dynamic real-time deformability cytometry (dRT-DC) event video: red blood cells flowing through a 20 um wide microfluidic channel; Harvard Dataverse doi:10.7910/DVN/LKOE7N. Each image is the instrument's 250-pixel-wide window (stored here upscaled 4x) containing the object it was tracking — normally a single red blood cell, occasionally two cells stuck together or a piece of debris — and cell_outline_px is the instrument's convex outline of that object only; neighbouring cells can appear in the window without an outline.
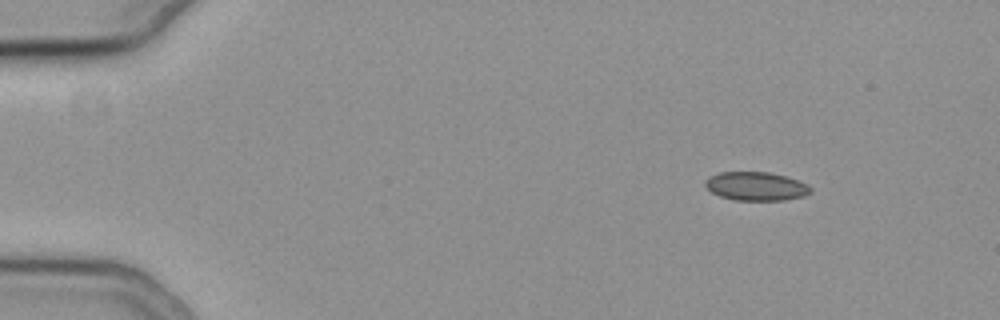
{"species": "common noctule bat (a hibernating species)", "species_latin": "Nyctalus noctula", "temperature_condition": "cold", "stored_images_in_passage": 49, "camera_frame_rate_fps": 3000, "um_per_image_px": 0.085, "animal": {"sex": "female", "body_mass_g": 19.3, "forearm_length_mm": 54.1}, "frame": {"image": 1, "passage_image": 1, "time_ms": 0.0, "image_size_px": [1000, 320], "cell_outline_px": [[812, 192], [804, 196], [784, 200], [736, 200], [720, 196], [712, 192], [704, 184], [704, 180], [708, 176], [720, 172], [768, 172], [788, 176], [800, 180], [808, 184], [812, 188]], "centroid_in_image_um": [64.3, 15.82], "position_along_channel_um": 20.7, "area_um2": 17.8}}
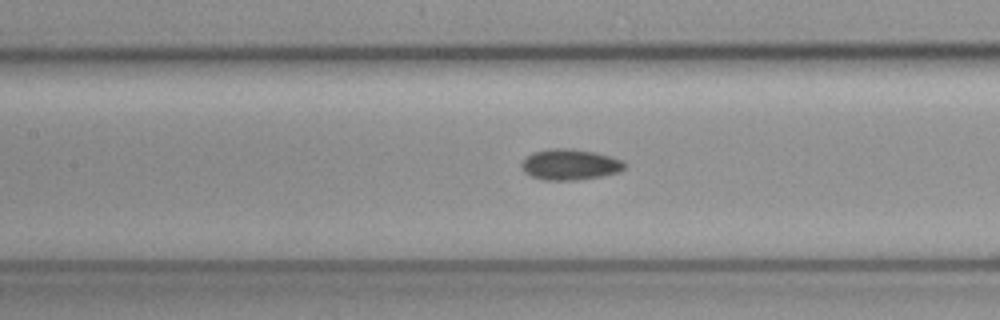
{"frame": {"image": 2, "passage_image": 20, "time_ms": 6.333, "image_size_px": [1000, 320], "cell_outline_px": [[624, 168], [620, 172], [600, 176], [576, 180], [544, 180], [532, 176], [524, 172], [520, 164], [532, 152], [552, 148], [572, 148], [592, 152], [608, 156], [620, 160], [624, 164]], "centroid_in_image_um": [48.4, 13.99], "position_along_channel_um": 159.0, "area_um2": 18.26}}
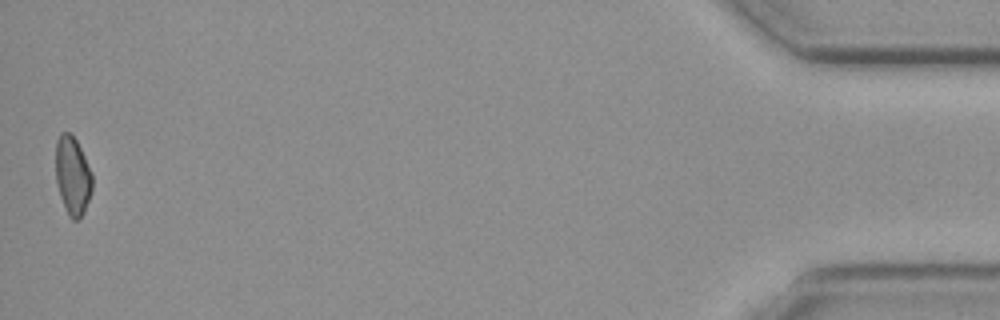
{"frame": {"image": 3, "passage_image": 49, "time_ms": 16.0, "image_size_px": [1000, 320], "cell_outline_px": [[92, 192], [84, 212], [76, 220], [72, 220], [68, 216], [60, 196], [56, 180], [56, 140], [60, 132], [68, 132], [76, 140], [92, 172]], "centroid_in_image_um": [6.17, 14.94], "position_along_channel_um": 429.0, "area_um2": 16.7}}